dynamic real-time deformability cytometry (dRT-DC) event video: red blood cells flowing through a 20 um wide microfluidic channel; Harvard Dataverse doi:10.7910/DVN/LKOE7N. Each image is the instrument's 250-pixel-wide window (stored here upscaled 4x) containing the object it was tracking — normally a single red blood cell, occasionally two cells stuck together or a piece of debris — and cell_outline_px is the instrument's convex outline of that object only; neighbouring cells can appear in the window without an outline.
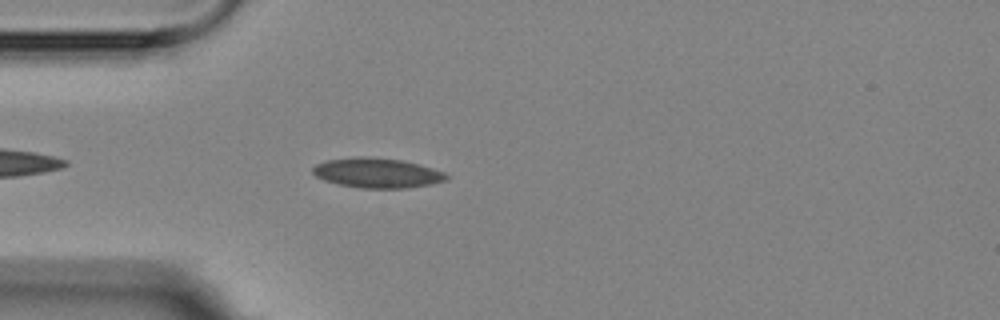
{"species": "Egyptian fruit bat (a non-hibernating species)", "species_latin": "Rousettus aegyptiacus", "temperature_condition": "room temperature", "stored_images_in_passage": 3, "camera_frame_rate_fps": 3000, "um_per_image_px": 0.085, "animal": {"sex": "female"}, "frame": {"image": 1, "passage_image": 3, "time_ms": 2.333, "image_size_px": [1000, 320], "cell_outline_px": [[448, 180], [432, 184], [408, 188], [360, 188], [340, 184], [324, 180], [316, 176], [312, 172], [312, 168], [316, 164], [324, 160], [356, 156], [368, 156], [400, 160], [420, 164], [444, 172], [448, 176]], "centroid_in_image_um": [32.05, 14.69], "position_along_channel_um": 52.9, "area_um2": 23.41}}